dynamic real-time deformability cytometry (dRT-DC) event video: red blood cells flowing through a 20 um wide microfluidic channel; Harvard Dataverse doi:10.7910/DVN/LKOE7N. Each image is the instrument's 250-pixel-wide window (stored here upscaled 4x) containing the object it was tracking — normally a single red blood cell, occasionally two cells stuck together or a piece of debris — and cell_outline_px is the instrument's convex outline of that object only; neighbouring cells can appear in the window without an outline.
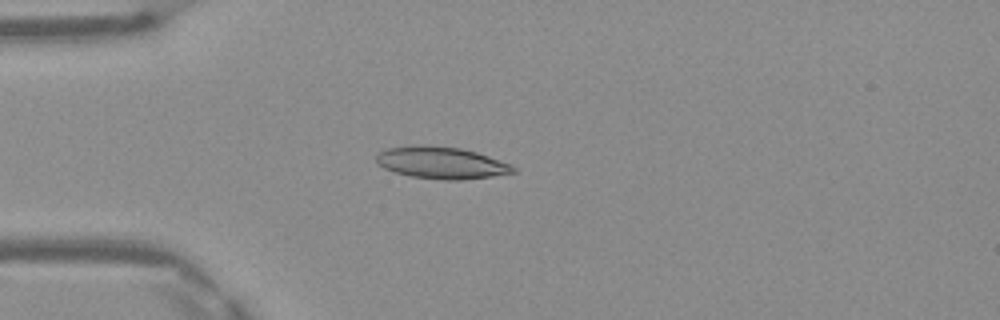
{"species": "Egyptian fruit bat (a non-hibernating species)", "species_latin": "Rousettus aegyptiacus", "temperature_condition": "warm", "stored_images_in_passage": 36, "camera_frame_rate_fps": 3000, "um_per_image_px": 0.085, "frame": {"image": 1, "passage_image": 1, "time_ms": 0.0, "image_size_px": [1000, 320], "cell_outline_px": [[516, 172], [492, 176], [460, 180], [444, 180], [412, 176], [396, 172], [384, 168], [376, 164], [376, 152], [388, 148], [420, 144], [428, 144], [460, 148], [476, 152], [512, 164], [516, 168]], "centroid_in_image_um": [37.5, 13.82], "position_along_channel_um": 47.5, "area_um2": 25.66}}
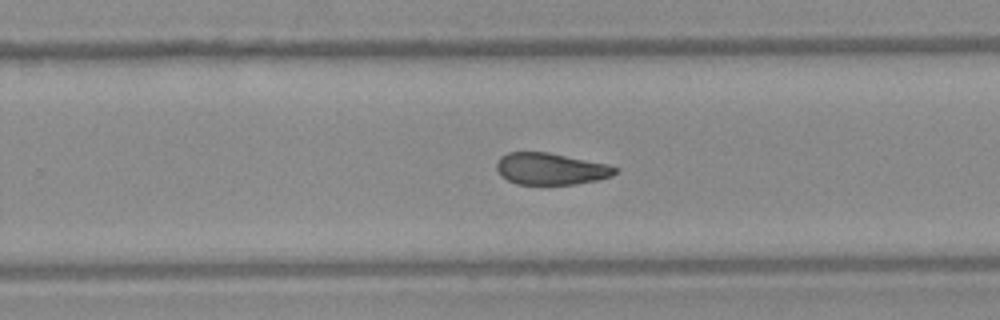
{"frame": {"image": 2, "passage_image": 19, "time_ms": 6.0, "image_size_px": [1000, 320], "cell_outline_px": [[620, 172], [612, 176], [596, 180], [576, 184], [516, 184], [500, 176], [496, 168], [496, 164], [500, 156], [508, 152], [548, 152], [608, 164], [616, 168]], "centroid_in_image_um": [46.8, 14.35], "position_along_channel_um": 283.0, "area_um2": 22.02}}
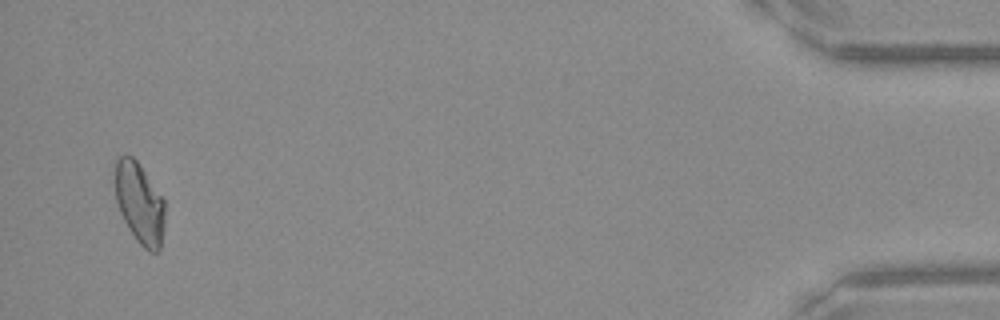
{"frame": {"image": 3, "passage_image": 35, "time_ms": 11.333, "image_size_px": [1000, 320], "cell_outline_px": [[164, 228], [160, 252], [148, 252], [136, 240], [128, 228], [120, 212], [116, 200], [116, 160], [120, 156], [132, 156], [136, 160], [164, 200]], "centroid_in_image_um": [11.88, 17.33], "position_along_channel_um": 423.3, "area_um2": 23.24}, "authors_computed_cell_mechanics": {"area_um2": 23.2356, "velocity_mm_per_s": 4.1785, "shape_relaxation_time_tau1_ms": null, "shape_relaxation_time_tau2_ms": 3.9722, "deformation_change_tau1": null, "deformation_change_tau2": 0.1156}}